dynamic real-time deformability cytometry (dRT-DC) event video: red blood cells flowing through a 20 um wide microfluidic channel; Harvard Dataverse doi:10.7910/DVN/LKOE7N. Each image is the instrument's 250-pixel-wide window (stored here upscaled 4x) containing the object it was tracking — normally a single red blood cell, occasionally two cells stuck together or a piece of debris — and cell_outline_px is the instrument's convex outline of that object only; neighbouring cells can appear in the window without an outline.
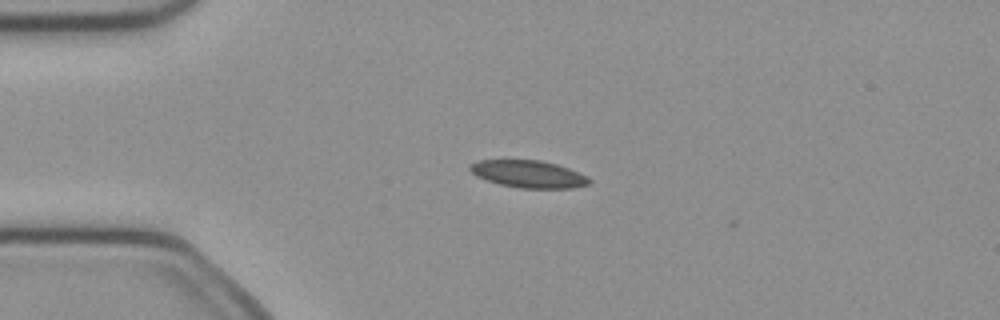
{"species": "common noctule bat (a hibernating species)", "species_latin": "Nyctalus noctula", "temperature_condition": "cold", "stored_images_in_passage": 4, "camera_frame_rate_fps": 3000, "um_per_image_px": 0.085, "animal": {"sex": "female", "body_mass_g": 21.9}, "frame": {"image": 1, "passage_image": 1, "time_ms": 0.0, "image_size_px": [1000, 320], "cell_outline_px": [[592, 180], [588, 184], [572, 188], [520, 188], [500, 184], [476, 176], [468, 168], [468, 164], [476, 160], [540, 160], [556, 164], [568, 168], [588, 176]], "centroid_in_image_um": [44.91, 14.78], "position_along_channel_um": 40.1, "area_um2": 18.96}}